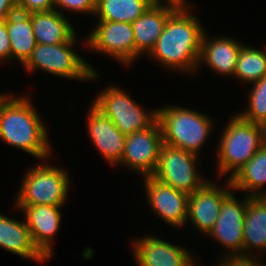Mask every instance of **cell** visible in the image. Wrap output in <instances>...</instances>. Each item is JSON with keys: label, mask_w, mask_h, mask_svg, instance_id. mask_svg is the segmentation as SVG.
<instances>
[{"label": "cell", "mask_w": 266, "mask_h": 266, "mask_svg": "<svg viewBox=\"0 0 266 266\" xmlns=\"http://www.w3.org/2000/svg\"><path fill=\"white\" fill-rule=\"evenodd\" d=\"M176 9L152 4L140 17L133 21V33L135 42V61L142 54L148 55L154 48L156 41L163 32L168 17Z\"/></svg>", "instance_id": "cell-18"}, {"label": "cell", "mask_w": 266, "mask_h": 266, "mask_svg": "<svg viewBox=\"0 0 266 266\" xmlns=\"http://www.w3.org/2000/svg\"><path fill=\"white\" fill-rule=\"evenodd\" d=\"M192 9H176L169 17L148 58L170 71L197 73L205 29Z\"/></svg>", "instance_id": "cell-1"}, {"label": "cell", "mask_w": 266, "mask_h": 266, "mask_svg": "<svg viewBox=\"0 0 266 266\" xmlns=\"http://www.w3.org/2000/svg\"><path fill=\"white\" fill-rule=\"evenodd\" d=\"M17 11L16 0H0V22Z\"/></svg>", "instance_id": "cell-31"}, {"label": "cell", "mask_w": 266, "mask_h": 266, "mask_svg": "<svg viewBox=\"0 0 266 266\" xmlns=\"http://www.w3.org/2000/svg\"><path fill=\"white\" fill-rule=\"evenodd\" d=\"M114 85L98 92L92 105L110 118L125 136L149 128L157 120V108L146 111L129 93Z\"/></svg>", "instance_id": "cell-7"}, {"label": "cell", "mask_w": 266, "mask_h": 266, "mask_svg": "<svg viewBox=\"0 0 266 266\" xmlns=\"http://www.w3.org/2000/svg\"><path fill=\"white\" fill-rule=\"evenodd\" d=\"M198 158L199 156L191 151L163 144L157 168L152 176L190 195L209 181L199 175Z\"/></svg>", "instance_id": "cell-8"}, {"label": "cell", "mask_w": 266, "mask_h": 266, "mask_svg": "<svg viewBox=\"0 0 266 266\" xmlns=\"http://www.w3.org/2000/svg\"><path fill=\"white\" fill-rule=\"evenodd\" d=\"M162 131L158 120L149 128L128 135L120 166L138 174L152 176L159 162L160 149L163 146Z\"/></svg>", "instance_id": "cell-11"}, {"label": "cell", "mask_w": 266, "mask_h": 266, "mask_svg": "<svg viewBox=\"0 0 266 266\" xmlns=\"http://www.w3.org/2000/svg\"><path fill=\"white\" fill-rule=\"evenodd\" d=\"M55 9L60 13H63L61 10H69L72 14L77 12L93 16L96 11V0H55Z\"/></svg>", "instance_id": "cell-27"}, {"label": "cell", "mask_w": 266, "mask_h": 266, "mask_svg": "<svg viewBox=\"0 0 266 266\" xmlns=\"http://www.w3.org/2000/svg\"><path fill=\"white\" fill-rule=\"evenodd\" d=\"M153 3L157 5H166L174 9H191L190 5L187 4V0H153Z\"/></svg>", "instance_id": "cell-32"}, {"label": "cell", "mask_w": 266, "mask_h": 266, "mask_svg": "<svg viewBox=\"0 0 266 266\" xmlns=\"http://www.w3.org/2000/svg\"><path fill=\"white\" fill-rule=\"evenodd\" d=\"M87 113V132L95 148L108 164L119 166L125 150L126 137L115 124L90 104Z\"/></svg>", "instance_id": "cell-16"}, {"label": "cell", "mask_w": 266, "mask_h": 266, "mask_svg": "<svg viewBox=\"0 0 266 266\" xmlns=\"http://www.w3.org/2000/svg\"><path fill=\"white\" fill-rule=\"evenodd\" d=\"M10 39V61L23 65L36 47L30 13L15 11L5 19Z\"/></svg>", "instance_id": "cell-22"}, {"label": "cell", "mask_w": 266, "mask_h": 266, "mask_svg": "<svg viewBox=\"0 0 266 266\" xmlns=\"http://www.w3.org/2000/svg\"><path fill=\"white\" fill-rule=\"evenodd\" d=\"M0 248L34 262L48 259L35 246L28 226L24 221L7 217L0 212Z\"/></svg>", "instance_id": "cell-19"}, {"label": "cell", "mask_w": 266, "mask_h": 266, "mask_svg": "<svg viewBox=\"0 0 266 266\" xmlns=\"http://www.w3.org/2000/svg\"><path fill=\"white\" fill-rule=\"evenodd\" d=\"M157 120L164 144L197 155L214 128L207 114L176 105L158 108Z\"/></svg>", "instance_id": "cell-3"}, {"label": "cell", "mask_w": 266, "mask_h": 266, "mask_svg": "<svg viewBox=\"0 0 266 266\" xmlns=\"http://www.w3.org/2000/svg\"><path fill=\"white\" fill-rule=\"evenodd\" d=\"M10 61V39L5 20L0 22V63Z\"/></svg>", "instance_id": "cell-30"}, {"label": "cell", "mask_w": 266, "mask_h": 266, "mask_svg": "<svg viewBox=\"0 0 266 266\" xmlns=\"http://www.w3.org/2000/svg\"><path fill=\"white\" fill-rule=\"evenodd\" d=\"M63 206H15L22 210L24 220L38 250L49 260L53 254V239L60 230Z\"/></svg>", "instance_id": "cell-15"}, {"label": "cell", "mask_w": 266, "mask_h": 266, "mask_svg": "<svg viewBox=\"0 0 266 266\" xmlns=\"http://www.w3.org/2000/svg\"><path fill=\"white\" fill-rule=\"evenodd\" d=\"M266 75V51L242 45L238 54L234 78L254 83Z\"/></svg>", "instance_id": "cell-25"}, {"label": "cell", "mask_w": 266, "mask_h": 266, "mask_svg": "<svg viewBox=\"0 0 266 266\" xmlns=\"http://www.w3.org/2000/svg\"><path fill=\"white\" fill-rule=\"evenodd\" d=\"M261 132V142L262 146L266 147V121H263L259 124Z\"/></svg>", "instance_id": "cell-33"}, {"label": "cell", "mask_w": 266, "mask_h": 266, "mask_svg": "<svg viewBox=\"0 0 266 266\" xmlns=\"http://www.w3.org/2000/svg\"><path fill=\"white\" fill-rule=\"evenodd\" d=\"M17 10L25 13L55 9V0H16Z\"/></svg>", "instance_id": "cell-29"}, {"label": "cell", "mask_w": 266, "mask_h": 266, "mask_svg": "<svg viewBox=\"0 0 266 266\" xmlns=\"http://www.w3.org/2000/svg\"><path fill=\"white\" fill-rule=\"evenodd\" d=\"M214 183L209 179L202 188L188 197L186 222L191 223L199 234H205L206 237L218 219L224 198L233 190L228 179L223 187Z\"/></svg>", "instance_id": "cell-13"}, {"label": "cell", "mask_w": 266, "mask_h": 266, "mask_svg": "<svg viewBox=\"0 0 266 266\" xmlns=\"http://www.w3.org/2000/svg\"><path fill=\"white\" fill-rule=\"evenodd\" d=\"M219 259L217 266H266V259L264 262L258 255H228Z\"/></svg>", "instance_id": "cell-28"}, {"label": "cell", "mask_w": 266, "mask_h": 266, "mask_svg": "<svg viewBox=\"0 0 266 266\" xmlns=\"http://www.w3.org/2000/svg\"><path fill=\"white\" fill-rule=\"evenodd\" d=\"M31 22L37 44H61L69 42L76 34L69 18L56 9L32 12Z\"/></svg>", "instance_id": "cell-20"}, {"label": "cell", "mask_w": 266, "mask_h": 266, "mask_svg": "<svg viewBox=\"0 0 266 266\" xmlns=\"http://www.w3.org/2000/svg\"><path fill=\"white\" fill-rule=\"evenodd\" d=\"M261 147L259 125L248 122L235 113L226 123L219 138L216 157L218 178L226 175L229 180Z\"/></svg>", "instance_id": "cell-4"}, {"label": "cell", "mask_w": 266, "mask_h": 266, "mask_svg": "<svg viewBox=\"0 0 266 266\" xmlns=\"http://www.w3.org/2000/svg\"><path fill=\"white\" fill-rule=\"evenodd\" d=\"M234 191H245L247 196H266V147L241 167L230 179Z\"/></svg>", "instance_id": "cell-23"}, {"label": "cell", "mask_w": 266, "mask_h": 266, "mask_svg": "<svg viewBox=\"0 0 266 266\" xmlns=\"http://www.w3.org/2000/svg\"><path fill=\"white\" fill-rule=\"evenodd\" d=\"M45 163L26 170L13 206L65 205L70 190L68 171Z\"/></svg>", "instance_id": "cell-6"}, {"label": "cell", "mask_w": 266, "mask_h": 266, "mask_svg": "<svg viewBox=\"0 0 266 266\" xmlns=\"http://www.w3.org/2000/svg\"><path fill=\"white\" fill-rule=\"evenodd\" d=\"M243 227L244 255H257L259 251L264 254L266 251V196H248ZM255 250L256 252L253 253Z\"/></svg>", "instance_id": "cell-21"}, {"label": "cell", "mask_w": 266, "mask_h": 266, "mask_svg": "<svg viewBox=\"0 0 266 266\" xmlns=\"http://www.w3.org/2000/svg\"><path fill=\"white\" fill-rule=\"evenodd\" d=\"M85 39L84 47L115 58L122 65L131 66L135 61V42L131 23L98 21Z\"/></svg>", "instance_id": "cell-9"}, {"label": "cell", "mask_w": 266, "mask_h": 266, "mask_svg": "<svg viewBox=\"0 0 266 266\" xmlns=\"http://www.w3.org/2000/svg\"><path fill=\"white\" fill-rule=\"evenodd\" d=\"M207 35L205 32L202 38L197 69L204 63L214 73L234 76L238 54L243 44L229 36L209 38Z\"/></svg>", "instance_id": "cell-17"}, {"label": "cell", "mask_w": 266, "mask_h": 266, "mask_svg": "<svg viewBox=\"0 0 266 266\" xmlns=\"http://www.w3.org/2000/svg\"><path fill=\"white\" fill-rule=\"evenodd\" d=\"M153 0H96L98 21L132 23L151 5Z\"/></svg>", "instance_id": "cell-24"}, {"label": "cell", "mask_w": 266, "mask_h": 266, "mask_svg": "<svg viewBox=\"0 0 266 266\" xmlns=\"http://www.w3.org/2000/svg\"><path fill=\"white\" fill-rule=\"evenodd\" d=\"M150 209L167 225L183 228L187 221L189 195L165 184L154 176L143 177Z\"/></svg>", "instance_id": "cell-12"}, {"label": "cell", "mask_w": 266, "mask_h": 266, "mask_svg": "<svg viewBox=\"0 0 266 266\" xmlns=\"http://www.w3.org/2000/svg\"><path fill=\"white\" fill-rule=\"evenodd\" d=\"M131 244L138 266H198L187 248L154 235L135 238Z\"/></svg>", "instance_id": "cell-14"}, {"label": "cell", "mask_w": 266, "mask_h": 266, "mask_svg": "<svg viewBox=\"0 0 266 266\" xmlns=\"http://www.w3.org/2000/svg\"><path fill=\"white\" fill-rule=\"evenodd\" d=\"M29 95L0 93V139L16 149L47 161L52 154L49 131Z\"/></svg>", "instance_id": "cell-2"}, {"label": "cell", "mask_w": 266, "mask_h": 266, "mask_svg": "<svg viewBox=\"0 0 266 266\" xmlns=\"http://www.w3.org/2000/svg\"><path fill=\"white\" fill-rule=\"evenodd\" d=\"M78 35L69 42L61 44H36L29 59L22 65L29 73L42 70L50 75L71 80L94 82L98 79V70L82 58L73 47Z\"/></svg>", "instance_id": "cell-5"}, {"label": "cell", "mask_w": 266, "mask_h": 266, "mask_svg": "<svg viewBox=\"0 0 266 266\" xmlns=\"http://www.w3.org/2000/svg\"><path fill=\"white\" fill-rule=\"evenodd\" d=\"M247 202V195L240 200L236 198V193L232 190L221 204L218 219L207 235L216 240L220 246H224L225 251L220 257L244 254L243 225Z\"/></svg>", "instance_id": "cell-10"}, {"label": "cell", "mask_w": 266, "mask_h": 266, "mask_svg": "<svg viewBox=\"0 0 266 266\" xmlns=\"http://www.w3.org/2000/svg\"><path fill=\"white\" fill-rule=\"evenodd\" d=\"M248 106L237 114L244 120L255 124L266 121V75L251 84Z\"/></svg>", "instance_id": "cell-26"}]
</instances>
